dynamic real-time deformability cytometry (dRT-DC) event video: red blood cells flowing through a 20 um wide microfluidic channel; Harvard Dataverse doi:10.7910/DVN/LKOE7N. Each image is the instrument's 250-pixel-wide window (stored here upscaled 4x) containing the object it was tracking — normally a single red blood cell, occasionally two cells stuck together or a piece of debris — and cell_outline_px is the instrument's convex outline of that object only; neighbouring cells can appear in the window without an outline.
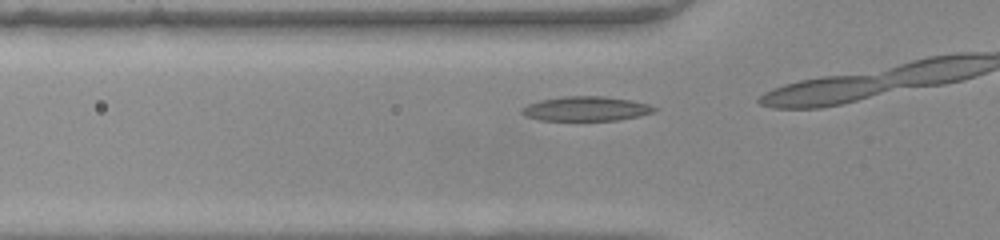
{"species": "common noctule bat (a hibernating species)", "species_latin": "Nyctalus noctula", "temperature_condition": "warm", "stored_images_in_passage": 5, "camera_frame_rate_fps": 3000, "um_per_image_px": 0.085, "animal": {"sex": "female", "body_mass_g": 22.0, "forearm_length_mm": 56.7}, "frame": {"image": 1, "passage_image": 3, "time_ms": 0.667, "image_size_px": [1000, 240], "cell_outline_px": [[660, 108], [652, 112], [636, 116], [616, 120], [540, 120], [524, 116], [520, 112], [520, 108], [528, 104], [540, 100], [564, 96], [604, 96], [632, 100], [648, 104]], "centroid_in_image_um": [49.77, 9.23], "position_along_channel_um": 76.0, "area_um2": 18.9}}